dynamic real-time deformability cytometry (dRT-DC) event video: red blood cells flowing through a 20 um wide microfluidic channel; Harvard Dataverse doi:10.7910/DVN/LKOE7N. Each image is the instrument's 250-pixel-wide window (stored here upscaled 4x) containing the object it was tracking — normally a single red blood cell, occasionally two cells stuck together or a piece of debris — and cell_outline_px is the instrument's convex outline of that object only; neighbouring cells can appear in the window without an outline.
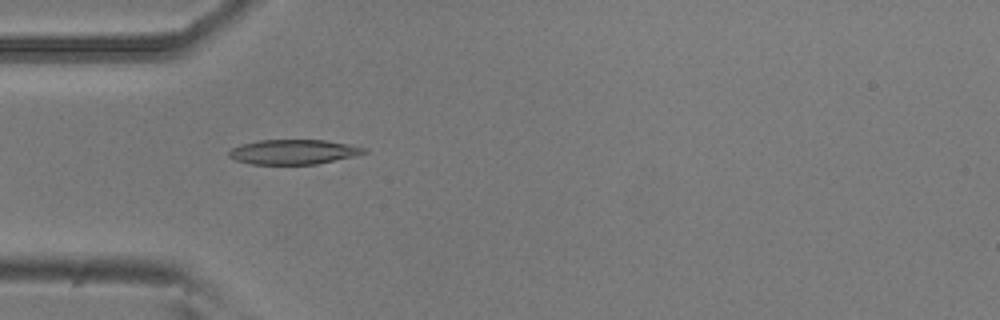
{"species": "common noctule bat (a hibernating species)", "species_latin": "Nyctalus noctula", "temperature_condition": "room temperature", "stored_images_in_passage": 5, "camera_frame_rate_fps": 3000, "um_per_image_px": 0.085, "animal": {"sex": "male", "body_mass_g": 20.5, "forearm_length_mm": 52.5}, "frame": {"image": 1, "passage_image": 4, "time_ms": 1.0, "image_size_px": [1000, 320], "cell_outline_px": [[368, 152], [356, 156], [316, 164], [252, 164], [236, 160], [228, 156], [228, 152], [232, 148], [244, 144], [260, 140], [324, 140], [348, 144], [368, 148]], "centroid_in_image_um": [25.0, 12.91], "position_along_channel_um": 60.0, "area_um2": 19.42}}
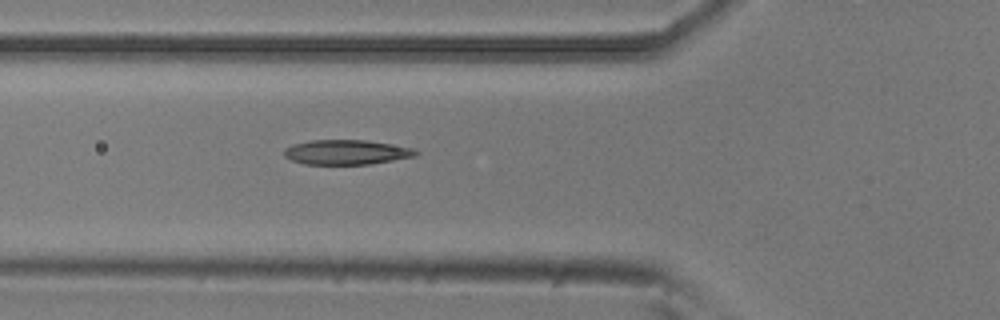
{"frame": {"image": 2, "passage_image": 5, "time_ms": 1.333, "image_size_px": [1000, 320], "cell_outline_px": [[420, 152], [416, 156], [368, 164], [304, 164], [292, 160], [284, 156], [284, 148], [292, 144], [312, 140], [368, 140], [412, 148]], "centroid_in_image_um": [29.42, 12.93], "position_along_channel_um": 96.4, "area_um2": 18.9}}